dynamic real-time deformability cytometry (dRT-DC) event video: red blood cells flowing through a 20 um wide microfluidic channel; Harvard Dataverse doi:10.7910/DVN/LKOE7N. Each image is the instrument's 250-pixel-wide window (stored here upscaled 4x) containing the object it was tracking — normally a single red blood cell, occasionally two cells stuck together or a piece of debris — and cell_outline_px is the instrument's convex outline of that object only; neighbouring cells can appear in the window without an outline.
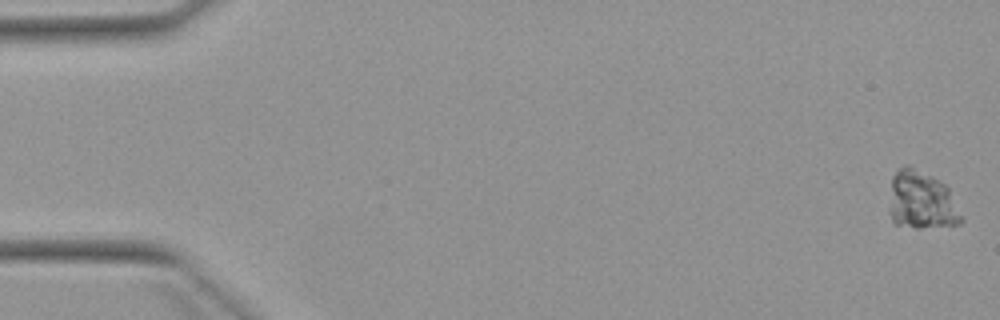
{"species": "Egyptian fruit bat (a non-hibernating species)", "species_latin": "Rousettus aegyptiacus", "temperature_condition": "warm", "stored_images_in_passage": 4, "camera_frame_rate_fps": 3000, "um_per_image_px": 0.085, "animal": {"sex": "female"}, "frame": {"image": 1, "passage_image": 1, "time_ms": 0.0, "image_size_px": [1000, 320], "cell_outline_px": [[964, 220], [960, 224], [920, 228], [916, 228], [896, 224], [892, 220], [888, 212], [892, 176], [904, 164], [908, 164], [940, 180], [948, 188]], "centroid_in_image_um": [78.3, 17.03], "position_along_channel_um": 6.7, "area_um2": 24.57}}
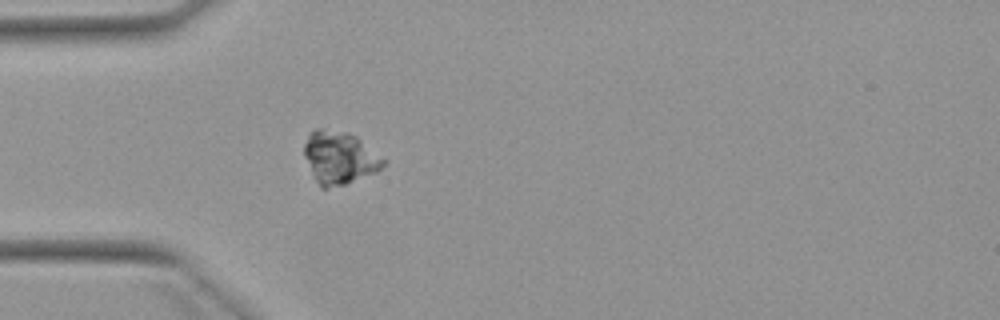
{"frame": {"image": 2, "passage_image": 4, "time_ms": 5.0, "image_size_px": [1000, 320], "cell_outline_px": [[384, 164], [376, 172], [344, 184], [328, 188], [320, 188], [312, 176], [304, 156], [304, 144], [308, 136], [316, 128], [324, 128], [348, 132], [356, 136], [384, 160]], "centroid_in_image_um": [28.8, 13.4], "position_along_channel_um": 56.2, "area_um2": 24.04}}